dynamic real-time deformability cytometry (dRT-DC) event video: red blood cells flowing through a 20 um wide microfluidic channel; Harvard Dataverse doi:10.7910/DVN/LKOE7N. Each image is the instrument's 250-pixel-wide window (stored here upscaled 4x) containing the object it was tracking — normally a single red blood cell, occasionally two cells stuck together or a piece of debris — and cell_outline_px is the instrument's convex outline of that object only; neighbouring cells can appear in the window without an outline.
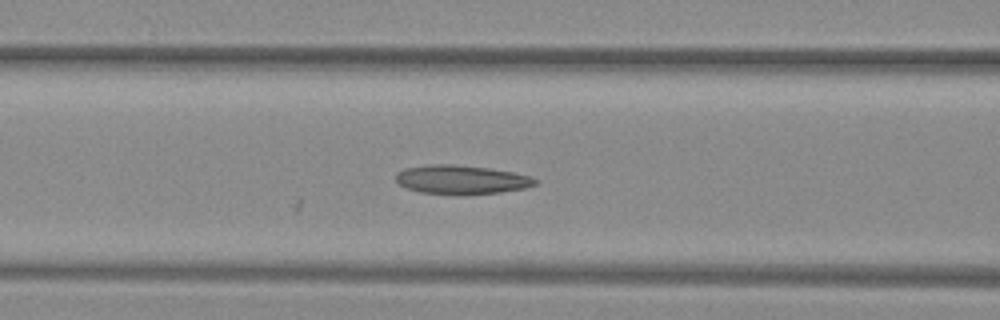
{"species": "common noctule bat (a hibernating species)", "species_latin": "Nyctalus noctula", "temperature_condition": "warm", "stored_images_in_passage": 16, "camera_frame_rate_fps": 3000, "um_per_image_px": 0.085, "animal": {"sex": "female", "body_mass_g": 29.2, "forearm_length_mm": 56.3}, "frame": {"image": 1, "passage_image": 16, "time_ms": 5.0, "image_size_px": [1000, 320], "cell_outline_px": [[540, 180], [536, 184], [524, 188], [500, 192], [464, 196], [460, 196], [420, 192], [404, 188], [396, 184], [396, 172], [404, 168], [428, 164], [452, 164], [488, 168], [512, 172], [528, 176]], "centroid_in_image_um": [39.15, 15.29], "position_along_channel_um": 127.5, "area_um2": 23.99}}